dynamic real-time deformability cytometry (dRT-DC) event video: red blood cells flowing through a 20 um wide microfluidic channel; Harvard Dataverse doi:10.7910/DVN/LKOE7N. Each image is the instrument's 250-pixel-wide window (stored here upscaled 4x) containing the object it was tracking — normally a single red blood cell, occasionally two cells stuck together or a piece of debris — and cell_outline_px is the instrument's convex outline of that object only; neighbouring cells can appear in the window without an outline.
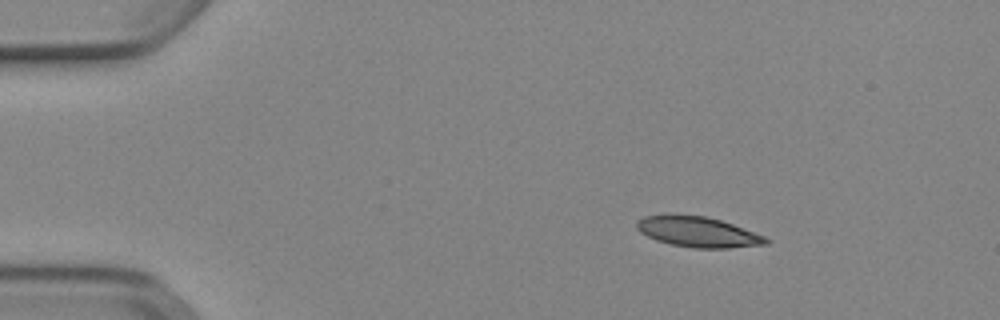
{"species": "Egyptian fruit bat (a non-hibernating species)", "species_latin": "Rousettus aegyptiacus", "temperature_condition": "cold", "stored_images_in_passage": 45, "camera_frame_rate_fps": 3000, "um_per_image_px": 0.085, "animal": {"sex": "female"}, "frame": {"image": 1, "passage_image": 1, "time_ms": 0.0, "image_size_px": [1000, 320], "cell_outline_px": [[772, 240], [768, 244], [728, 248], [692, 248], [672, 244], [656, 240], [640, 232], [636, 228], [636, 220], [644, 216], [704, 216], [720, 220], [732, 224], [764, 236]], "centroid_in_image_um": [59.35, 19.74], "position_along_channel_um": 25.7, "area_um2": 22.43}}
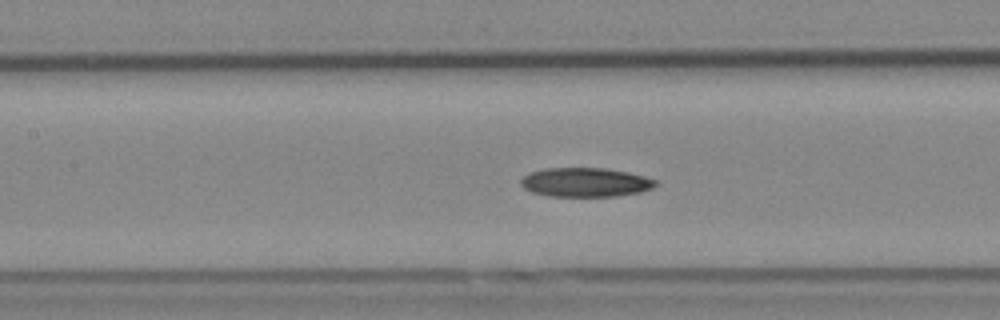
{"frame": {"image": 2, "passage_image": 17, "time_ms": 5.333, "image_size_px": [1000, 320], "cell_outline_px": [[656, 184], [652, 188], [640, 192], [616, 196], [548, 196], [532, 192], [524, 188], [520, 184], [520, 180], [524, 176], [532, 172], [544, 168], [604, 168], [628, 172], [644, 176], [656, 180]], "centroid_in_image_um": [49.74, 15.49], "position_along_channel_um": 157.7, "area_um2": 22.77}}
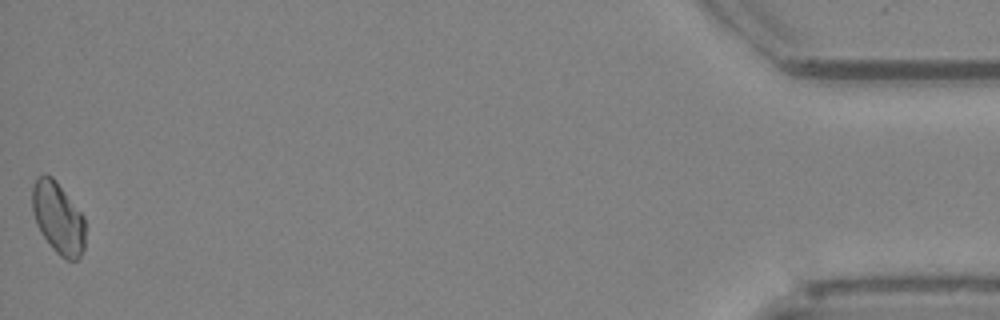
{"frame": {"image": 3, "passage_image": 45, "time_ms": 14.667, "image_size_px": [1000, 320], "cell_outline_px": [[84, 248], [80, 256], [76, 260], [68, 260], [60, 256], [52, 248], [36, 224], [32, 212], [32, 184], [36, 176], [44, 172], [52, 176], [56, 180], [84, 216]], "centroid_in_image_um": [4.91, 18.47], "position_along_channel_um": 430.3, "area_um2": 22.31}}